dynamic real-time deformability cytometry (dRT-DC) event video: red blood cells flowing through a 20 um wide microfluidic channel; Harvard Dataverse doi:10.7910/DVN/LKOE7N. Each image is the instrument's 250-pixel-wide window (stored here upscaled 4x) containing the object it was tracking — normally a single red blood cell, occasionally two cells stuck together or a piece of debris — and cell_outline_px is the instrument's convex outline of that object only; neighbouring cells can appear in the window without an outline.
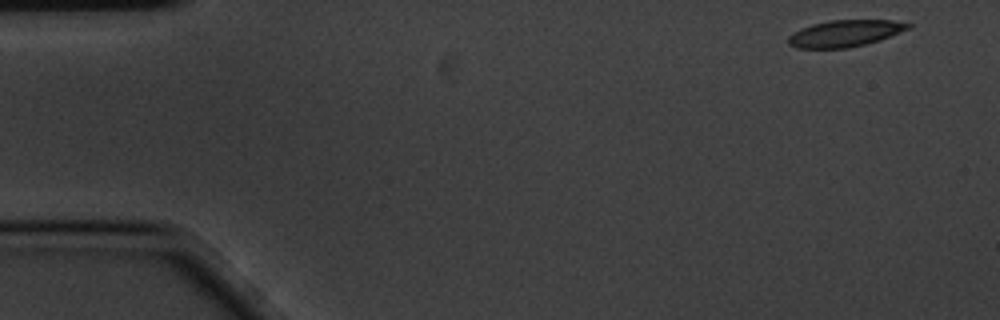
{"species": "common noctule bat (a hibernating species)", "species_latin": "Nyctalus noctula", "temperature_condition": "cold", "stored_images_in_passage": 4, "camera_frame_rate_fps": 3000, "um_per_image_px": 0.085, "animal": {"sex": "male", "body_mass_g": 20.1, "forearm_length_mm": 53.5}, "frame": {"image": 1, "passage_image": 1, "time_ms": 0.0, "image_size_px": [1000, 320], "cell_outline_px": [[912, 28], [880, 40], [848, 48], [796, 48], [788, 44], [788, 36], [792, 32], [800, 28], [812, 24], [832, 20], [892, 20], [912, 24]], "centroid_in_image_um": [71.82, 2.83], "position_along_channel_um": 13.2, "area_um2": 18.73}}
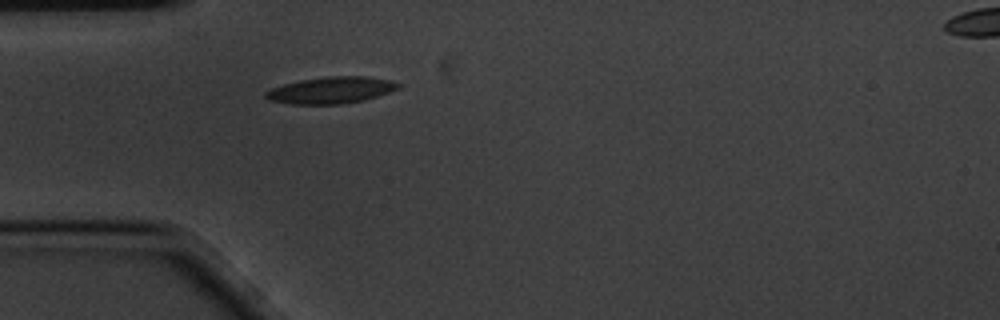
{"frame": {"image": 2, "passage_image": 4, "time_ms": 1.0, "image_size_px": [1000, 320], "cell_outline_px": [[400, 88], [364, 100], [344, 104], [288, 104], [268, 100], [264, 96], [264, 92], [272, 88], [284, 84], [300, 80], [328, 76], [368, 76], [392, 80], [400, 84]], "centroid_in_image_um": [28.13, 7.66], "position_along_channel_um": 56.9, "area_um2": 20.69}}